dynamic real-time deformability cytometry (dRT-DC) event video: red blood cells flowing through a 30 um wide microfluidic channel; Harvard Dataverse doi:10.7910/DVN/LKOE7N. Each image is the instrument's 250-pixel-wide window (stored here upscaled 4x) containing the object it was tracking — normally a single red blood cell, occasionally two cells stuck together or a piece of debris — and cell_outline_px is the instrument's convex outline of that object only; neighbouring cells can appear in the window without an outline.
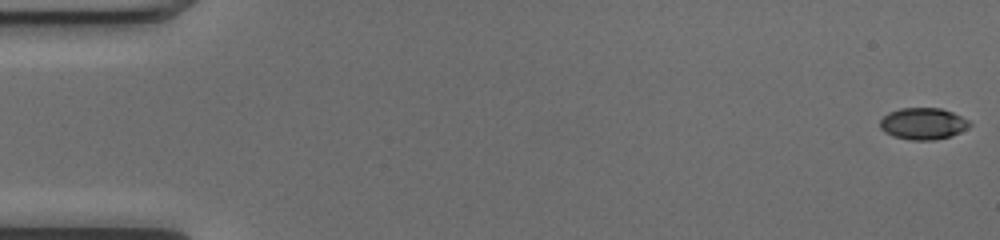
{"species": "common noctule bat (a hibernating species)", "species_latin": "Nyctalus noctula", "temperature_condition": "cold", "stored_images_in_passage": 14, "camera_frame_rate_fps": 3000, "um_per_image_px": 0.085, "animal": {"sex": "female", "body_mass_g": 17.0, "forearm_length_mm": 48.0}, "frame": {"image": 1, "passage_image": 1, "time_ms": 0.0, "image_size_px": [1000, 240], "cell_outline_px": [[972, 124], [968, 128], [952, 136], [932, 140], [912, 140], [892, 136], [884, 132], [880, 128], [880, 120], [888, 112], [900, 108], [940, 108], [952, 112], [968, 120]], "centroid_in_image_um": [78.45, 10.51], "position_along_channel_um": 6.6, "area_um2": 16.59}}
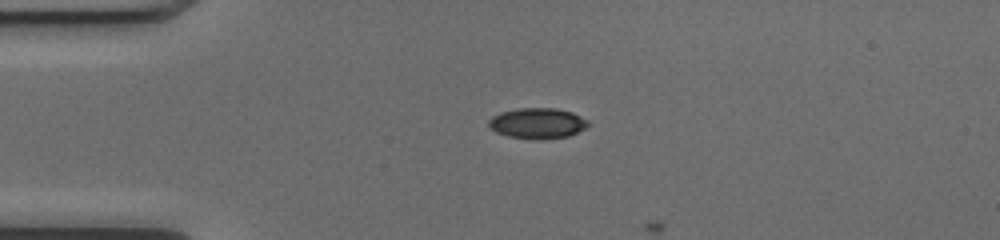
{"frame": {"image": 2, "passage_image": 13, "time_ms": 4.0, "image_size_px": [1000, 240], "cell_outline_px": [[588, 124], [584, 128], [568, 136], [508, 136], [496, 132], [488, 128], [488, 120], [492, 116], [500, 112], [516, 108], [556, 108], [572, 112], [588, 120]], "centroid_in_image_um": [45.63, 10.41], "position_along_channel_um": 39.4, "area_um2": 16.94}}